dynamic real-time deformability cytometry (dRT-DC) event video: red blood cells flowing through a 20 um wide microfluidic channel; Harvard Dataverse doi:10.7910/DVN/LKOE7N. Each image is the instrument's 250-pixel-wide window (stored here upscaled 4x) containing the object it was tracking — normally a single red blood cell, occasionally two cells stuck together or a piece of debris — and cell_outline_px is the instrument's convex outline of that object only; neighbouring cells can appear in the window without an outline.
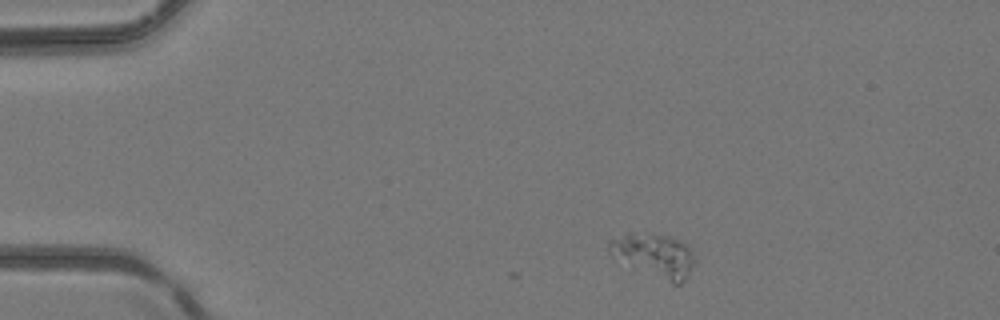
{"species": "common noctule bat (a hibernating species)", "species_latin": "Nyctalus noctula", "temperature_condition": "room temperature", "stored_images_in_passage": 3, "camera_frame_rate_fps": 3000, "um_per_image_px": 0.085, "animal": {"sex": "female", "body_mass_g": 24.6, "forearm_length_mm": 56.2}, "frame": {"image": 1, "passage_image": 1, "time_ms": 0.0, "image_size_px": [1000, 320], "cell_outline_px": [[696, 260], [684, 280], [680, 284], [672, 284], [612, 256], [608, 252], [608, 240], [628, 232], [632, 232], [668, 236], [680, 240], [692, 248]], "centroid_in_image_um": [55.63, 21.67], "position_along_channel_um": 29.4, "area_um2": 21.56}}
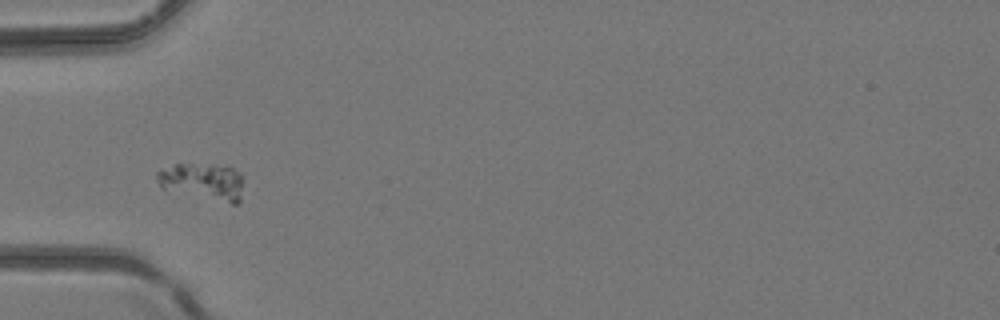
{"frame": {"image": 2, "passage_image": 3, "time_ms": 0.667, "image_size_px": [1000, 320], "cell_outline_px": [[244, 176], [240, 200], [236, 204], [232, 204], [160, 188], [156, 180], [156, 172], [176, 164], [212, 164], [232, 168], [240, 172]], "centroid_in_image_um": [17.27, 15.43], "position_along_channel_um": 67.7, "area_um2": 18.67}}